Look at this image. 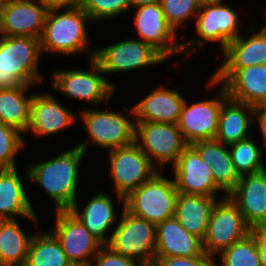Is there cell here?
Masks as SVG:
<instances>
[{"instance_id": "6da1fadb", "label": "cell", "mask_w": 266, "mask_h": 266, "mask_svg": "<svg viewBox=\"0 0 266 266\" xmlns=\"http://www.w3.org/2000/svg\"><path fill=\"white\" fill-rule=\"evenodd\" d=\"M84 141L61 155L26 168V178L38 184L55 202L56 210H70L77 200L78 169L85 156Z\"/></svg>"}, {"instance_id": "7a4b0ae2", "label": "cell", "mask_w": 266, "mask_h": 266, "mask_svg": "<svg viewBox=\"0 0 266 266\" xmlns=\"http://www.w3.org/2000/svg\"><path fill=\"white\" fill-rule=\"evenodd\" d=\"M40 39L28 36L0 38V90L42 82L38 60Z\"/></svg>"}, {"instance_id": "3957f363", "label": "cell", "mask_w": 266, "mask_h": 266, "mask_svg": "<svg viewBox=\"0 0 266 266\" xmlns=\"http://www.w3.org/2000/svg\"><path fill=\"white\" fill-rule=\"evenodd\" d=\"M65 10V11H64ZM48 10L40 37L42 53L73 55L88 48L86 22L92 21L82 7Z\"/></svg>"}, {"instance_id": "277c9868", "label": "cell", "mask_w": 266, "mask_h": 266, "mask_svg": "<svg viewBox=\"0 0 266 266\" xmlns=\"http://www.w3.org/2000/svg\"><path fill=\"white\" fill-rule=\"evenodd\" d=\"M179 192L174 179L157 172L125 197V209L154 225L174 217Z\"/></svg>"}, {"instance_id": "5b68a950", "label": "cell", "mask_w": 266, "mask_h": 266, "mask_svg": "<svg viewBox=\"0 0 266 266\" xmlns=\"http://www.w3.org/2000/svg\"><path fill=\"white\" fill-rule=\"evenodd\" d=\"M121 214L106 245L116 253L130 257L140 266H154L156 225L130 214L125 206Z\"/></svg>"}, {"instance_id": "8992f818", "label": "cell", "mask_w": 266, "mask_h": 266, "mask_svg": "<svg viewBox=\"0 0 266 266\" xmlns=\"http://www.w3.org/2000/svg\"><path fill=\"white\" fill-rule=\"evenodd\" d=\"M223 198V199H222ZM215 203L202 239L203 249L212 257L247 237L252 228L245 222L237 205L225 195Z\"/></svg>"}, {"instance_id": "52a82bcc", "label": "cell", "mask_w": 266, "mask_h": 266, "mask_svg": "<svg viewBox=\"0 0 266 266\" xmlns=\"http://www.w3.org/2000/svg\"><path fill=\"white\" fill-rule=\"evenodd\" d=\"M109 151L116 197L125 206V197L150 180L158 170L135 142Z\"/></svg>"}, {"instance_id": "ba28073f", "label": "cell", "mask_w": 266, "mask_h": 266, "mask_svg": "<svg viewBox=\"0 0 266 266\" xmlns=\"http://www.w3.org/2000/svg\"><path fill=\"white\" fill-rule=\"evenodd\" d=\"M134 142L155 167L174 165L188 146L177 124L153 122H135Z\"/></svg>"}, {"instance_id": "9c48e42d", "label": "cell", "mask_w": 266, "mask_h": 266, "mask_svg": "<svg viewBox=\"0 0 266 266\" xmlns=\"http://www.w3.org/2000/svg\"><path fill=\"white\" fill-rule=\"evenodd\" d=\"M104 74L128 72L155 64H163L165 58L152 46L139 39H126L104 48L90 50Z\"/></svg>"}, {"instance_id": "30bf717a", "label": "cell", "mask_w": 266, "mask_h": 266, "mask_svg": "<svg viewBox=\"0 0 266 266\" xmlns=\"http://www.w3.org/2000/svg\"><path fill=\"white\" fill-rule=\"evenodd\" d=\"M89 70H55L53 88L70 98L101 104L114 94L115 84L101 75L104 74L94 58L90 59Z\"/></svg>"}, {"instance_id": "8fae6325", "label": "cell", "mask_w": 266, "mask_h": 266, "mask_svg": "<svg viewBox=\"0 0 266 266\" xmlns=\"http://www.w3.org/2000/svg\"><path fill=\"white\" fill-rule=\"evenodd\" d=\"M121 111H80V119L85 126L89 139L104 149H116L134 142L135 121Z\"/></svg>"}, {"instance_id": "7c38bea8", "label": "cell", "mask_w": 266, "mask_h": 266, "mask_svg": "<svg viewBox=\"0 0 266 266\" xmlns=\"http://www.w3.org/2000/svg\"><path fill=\"white\" fill-rule=\"evenodd\" d=\"M237 12L231 7L222 4L200 6L197 18L196 31L200 39L182 42V51H196L197 44L204 46L205 42H219L223 51L230 41L235 40L239 35V20ZM195 44V45H194ZM194 47V48H193Z\"/></svg>"}, {"instance_id": "4fadbf2b", "label": "cell", "mask_w": 266, "mask_h": 266, "mask_svg": "<svg viewBox=\"0 0 266 266\" xmlns=\"http://www.w3.org/2000/svg\"><path fill=\"white\" fill-rule=\"evenodd\" d=\"M55 227L49 230L73 264L91 266L103 244L70 210H56Z\"/></svg>"}, {"instance_id": "5bb4252c", "label": "cell", "mask_w": 266, "mask_h": 266, "mask_svg": "<svg viewBox=\"0 0 266 266\" xmlns=\"http://www.w3.org/2000/svg\"><path fill=\"white\" fill-rule=\"evenodd\" d=\"M220 86V94L215 99L201 100L188 105L185 101L178 128L188 145L197 141L215 139L218 132L219 114L222 103L228 98L225 88L210 78L208 86Z\"/></svg>"}, {"instance_id": "9a60e30c", "label": "cell", "mask_w": 266, "mask_h": 266, "mask_svg": "<svg viewBox=\"0 0 266 266\" xmlns=\"http://www.w3.org/2000/svg\"><path fill=\"white\" fill-rule=\"evenodd\" d=\"M212 79L221 84L227 96L255 108L266 104V64L246 68H219Z\"/></svg>"}, {"instance_id": "2e32d148", "label": "cell", "mask_w": 266, "mask_h": 266, "mask_svg": "<svg viewBox=\"0 0 266 266\" xmlns=\"http://www.w3.org/2000/svg\"><path fill=\"white\" fill-rule=\"evenodd\" d=\"M134 8H137L134 24L141 41L152 46L166 60L174 54H183L182 43L174 41L176 31L164 17L160 3Z\"/></svg>"}, {"instance_id": "e0dca14e", "label": "cell", "mask_w": 266, "mask_h": 266, "mask_svg": "<svg viewBox=\"0 0 266 266\" xmlns=\"http://www.w3.org/2000/svg\"><path fill=\"white\" fill-rule=\"evenodd\" d=\"M47 6L38 0H12L0 4L1 29L3 36H28L40 39Z\"/></svg>"}, {"instance_id": "ac0fdd59", "label": "cell", "mask_w": 266, "mask_h": 266, "mask_svg": "<svg viewBox=\"0 0 266 266\" xmlns=\"http://www.w3.org/2000/svg\"><path fill=\"white\" fill-rule=\"evenodd\" d=\"M174 167V182L179 193L217 197L221 189L214 182L211 166L188 145L179 155Z\"/></svg>"}, {"instance_id": "d6986e66", "label": "cell", "mask_w": 266, "mask_h": 266, "mask_svg": "<svg viewBox=\"0 0 266 266\" xmlns=\"http://www.w3.org/2000/svg\"><path fill=\"white\" fill-rule=\"evenodd\" d=\"M228 197L251 228L266 225V169L241 176Z\"/></svg>"}, {"instance_id": "ffe728a7", "label": "cell", "mask_w": 266, "mask_h": 266, "mask_svg": "<svg viewBox=\"0 0 266 266\" xmlns=\"http://www.w3.org/2000/svg\"><path fill=\"white\" fill-rule=\"evenodd\" d=\"M76 114L61 105L51 94H35L30 105L28 131L35 137L53 135L77 120Z\"/></svg>"}, {"instance_id": "44dd1931", "label": "cell", "mask_w": 266, "mask_h": 266, "mask_svg": "<svg viewBox=\"0 0 266 266\" xmlns=\"http://www.w3.org/2000/svg\"><path fill=\"white\" fill-rule=\"evenodd\" d=\"M186 101L178 91L160 85L131 109L135 122L178 124Z\"/></svg>"}, {"instance_id": "7402d4cb", "label": "cell", "mask_w": 266, "mask_h": 266, "mask_svg": "<svg viewBox=\"0 0 266 266\" xmlns=\"http://www.w3.org/2000/svg\"><path fill=\"white\" fill-rule=\"evenodd\" d=\"M204 254L202 239L189 233L174 217L156 225L155 257H195Z\"/></svg>"}, {"instance_id": "603a6c76", "label": "cell", "mask_w": 266, "mask_h": 266, "mask_svg": "<svg viewBox=\"0 0 266 266\" xmlns=\"http://www.w3.org/2000/svg\"><path fill=\"white\" fill-rule=\"evenodd\" d=\"M191 146L199 153L203 161L211 166L216 185L228 195L241 178L235 169L228 146L216 139L197 141Z\"/></svg>"}, {"instance_id": "cb8c5ba5", "label": "cell", "mask_w": 266, "mask_h": 266, "mask_svg": "<svg viewBox=\"0 0 266 266\" xmlns=\"http://www.w3.org/2000/svg\"><path fill=\"white\" fill-rule=\"evenodd\" d=\"M16 168L0 169V220L21 216L38 224Z\"/></svg>"}, {"instance_id": "d4e9b609", "label": "cell", "mask_w": 266, "mask_h": 266, "mask_svg": "<svg viewBox=\"0 0 266 266\" xmlns=\"http://www.w3.org/2000/svg\"><path fill=\"white\" fill-rule=\"evenodd\" d=\"M77 200L70 211L81 223L95 236L103 245H106L110 239L106 232L114 227L116 214L114 203L111 196L102 191L97 193L89 200L80 212Z\"/></svg>"}, {"instance_id": "484cf974", "label": "cell", "mask_w": 266, "mask_h": 266, "mask_svg": "<svg viewBox=\"0 0 266 266\" xmlns=\"http://www.w3.org/2000/svg\"><path fill=\"white\" fill-rule=\"evenodd\" d=\"M256 108L229 97L222 103L216 140L229 146L248 138Z\"/></svg>"}, {"instance_id": "4316f807", "label": "cell", "mask_w": 266, "mask_h": 266, "mask_svg": "<svg viewBox=\"0 0 266 266\" xmlns=\"http://www.w3.org/2000/svg\"><path fill=\"white\" fill-rule=\"evenodd\" d=\"M216 197L179 193L174 218L191 234L203 239Z\"/></svg>"}, {"instance_id": "83f0119b", "label": "cell", "mask_w": 266, "mask_h": 266, "mask_svg": "<svg viewBox=\"0 0 266 266\" xmlns=\"http://www.w3.org/2000/svg\"><path fill=\"white\" fill-rule=\"evenodd\" d=\"M224 62L220 68H246L266 64V25L246 39L241 34L223 50Z\"/></svg>"}, {"instance_id": "f1b7e54d", "label": "cell", "mask_w": 266, "mask_h": 266, "mask_svg": "<svg viewBox=\"0 0 266 266\" xmlns=\"http://www.w3.org/2000/svg\"><path fill=\"white\" fill-rule=\"evenodd\" d=\"M33 236L16 219L0 220V266H25Z\"/></svg>"}, {"instance_id": "f546056e", "label": "cell", "mask_w": 266, "mask_h": 266, "mask_svg": "<svg viewBox=\"0 0 266 266\" xmlns=\"http://www.w3.org/2000/svg\"><path fill=\"white\" fill-rule=\"evenodd\" d=\"M30 86L0 90V122L26 133L30 121L33 94L27 95Z\"/></svg>"}, {"instance_id": "4dcf8cb0", "label": "cell", "mask_w": 266, "mask_h": 266, "mask_svg": "<svg viewBox=\"0 0 266 266\" xmlns=\"http://www.w3.org/2000/svg\"><path fill=\"white\" fill-rule=\"evenodd\" d=\"M69 264L59 241L50 231L34 233L25 266H68Z\"/></svg>"}, {"instance_id": "1f68e13d", "label": "cell", "mask_w": 266, "mask_h": 266, "mask_svg": "<svg viewBox=\"0 0 266 266\" xmlns=\"http://www.w3.org/2000/svg\"><path fill=\"white\" fill-rule=\"evenodd\" d=\"M228 149L240 177L266 169L262 161L261 148L251 138L231 144Z\"/></svg>"}, {"instance_id": "d6a6232c", "label": "cell", "mask_w": 266, "mask_h": 266, "mask_svg": "<svg viewBox=\"0 0 266 266\" xmlns=\"http://www.w3.org/2000/svg\"><path fill=\"white\" fill-rule=\"evenodd\" d=\"M219 254L222 262L216 266H261L258 240L252 232Z\"/></svg>"}, {"instance_id": "836d02e7", "label": "cell", "mask_w": 266, "mask_h": 266, "mask_svg": "<svg viewBox=\"0 0 266 266\" xmlns=\"http://www.w3.org/2000/svg\"><path fill=\"white\" fill-rule=\"evenodd\" d=\"M17 129L0 122V169L16 168L15 156L24 146V139Z\"/></svg>"}, {"instance_id": "e575fe53", "label": "cell", "mask_w": 266, "mask_h": 266, "mask_svg": "<svg viewBox=\"0 0 266 266\" xmlns=\"http://www.w3.org/2000/svg\"><path fill=\"white\" fill-rule=\"evenodd\" d=\"M161 8L167 22L176 31L182 23L191 17H196L200 11L198 0H161Z\"/></svg>"}, {"instance_id": "d590c367", "label": "cell", "mask_w": 266, "mask_h": 266, "mask_svg": "<svg viewBox=\"0 0 266 266\" xmlns=\"http://www.w3.org/2000/svg\"><path fill=\"white\" fill-rule=\"evenodd\" d=\"M131 8L128 0H83L82 9L93 20L118 17Z\"/></svg>"}, {"instance_id": "8d00e7d4", "label": "cell", "mask_w": 266, "mask_h": 266, "mask_svg": "<svg viewBox=\"0 0 266 266\" xmlns=\"http://www.w3.org/2000/svg\"><path fill=\"white\" fill-rule=\"evenodd\" d=\"M213 258L207 254L195 257H155L154 266H216Z\"/></svg>"}, {"instance_id": "74e56055", "label": "cell", "mask_w": 266, "mask_h": 266, "mask_svg": "<svg viewBox=\"0 0 266 266\" xmlns=\"http://www.w3.org/2000/svg\"><path fill=\"white\" fill-rule=\"evenodd\" d=\"M92 266H140L128 256L121 255L111 250L107 245H103L97 252Z\"/></svg>"}, {"instance_id": "f35d334b", "label": "cell", "mask_w": 266, "mask_h": 266, "mask_svg": "<svg viewBox=\"0 0 266 266\" xmlns=\"http://www.w3.org/2000/svg\"><path fill=\"white\" fill-rule=\"evenodd\" d=\"M252 233L258 240L261 266H266V225L252 228Z\"/></svg>"}, {"instance_id": "ab89813d", "label": "cell", "mask_w": 266, "mask_h": 266, "mask_svg": "<svg viewBox=\"0 0 266 266\" xmlns=\"http://www.w3.org/2000/svg\"><path fill=\"white\" fill-rule=\"evenodd\" d=\"M48 10L52 9H74L82 7L83 0H42Z\"/></svg>"}, {"instance_id": "60d3db41", "label": "cell", "mask_w": 266, "mask_h": 266, "mask_svg": "<svg viewBox=\"0 0 266 266\" xmlns=\"http://www.w3.org/2000/svg\"><path fill=\"white\" fill-rule=\"evenodd\" d=\"M259 123V130L262 133L263 140L266 144V112L262 108H256L254 119Z\"/></svg>"}, {"instance_id": "b9f144b4", "label": "cell", "mask_w": 266, "mask_h": 266, "mask_svg": "<svg viewBox=\"0 0 266 266\" xmlns=\"http://www.w3.org/2000/svg\"><path fill=\"white\" fill-rule=\"evenodd\" d=\"M131 7L160 3L161 0H128Z\"/></svg>"}, {"instance_id": "7bdbcfd3", "label": "cell", "mask_w": 266, "mask_h": 266, "mask_svg": "<svg viewBox=\"0 0 266 266\" xmlns=\"http://www.w3.org/2000/svg\"><path fill=\"white\" fill-rule=\"evenodd\" d=\"M224 0H198L200 6L222 4Z\"/></svg>"}, {"instance_id": "ee69618b", "label": "cell", "mask_w": 266, "mask_h": 266, "mask_svg": "<svg viewBox=\"0 0 266 266\" xmlns=\"http://www.w3.org/2000/svg\"><path fill=\"white\" fill-rule=\"evenodd\" d=\"M68 266H86V265H83V264H73V263H70Z\"/></svg>"}, {"instance_id": "f6af8a7d", "label": "cell", "mask_w": 266, "mask_h": 266, "mask_svg": "<svg viewBox=\"0 0 266 266\" xmlns=\"http://www.w3.org/2000/svg\"><path fill=\"white\" fill-rule=\"evenodd\" d=\"M12 0H0V4H3V3H7V2H10Z\"/></svg>"}, {"instance_id": "bcb514c9", "label": "cell", "mask_w": 266, "mask_h": 266, "mask_svg": "<svg viewBox=\"0 0 266 266\" xmlns=\"http://www.w3.org/2000/svg\"><path fill=\"white\" fill-rule=\"evenodd\" d=\"M3 36L2 29H1V18H0V38Z\"/></svg>"}, {"instance_id": "7dc6e473", "label": "cell", "mask_w": 266, "mask_h": 266, "mask_svg": "<svg viewBox=\"0 0 266 266\" xmlns=\"http://www.w3.org/2000/svg\"><path fill=\"white\" fill-rule=\"evenodd\" d=\"M262 109L266 112V104L262 107Z\"/></svg>"}]
</instances>
